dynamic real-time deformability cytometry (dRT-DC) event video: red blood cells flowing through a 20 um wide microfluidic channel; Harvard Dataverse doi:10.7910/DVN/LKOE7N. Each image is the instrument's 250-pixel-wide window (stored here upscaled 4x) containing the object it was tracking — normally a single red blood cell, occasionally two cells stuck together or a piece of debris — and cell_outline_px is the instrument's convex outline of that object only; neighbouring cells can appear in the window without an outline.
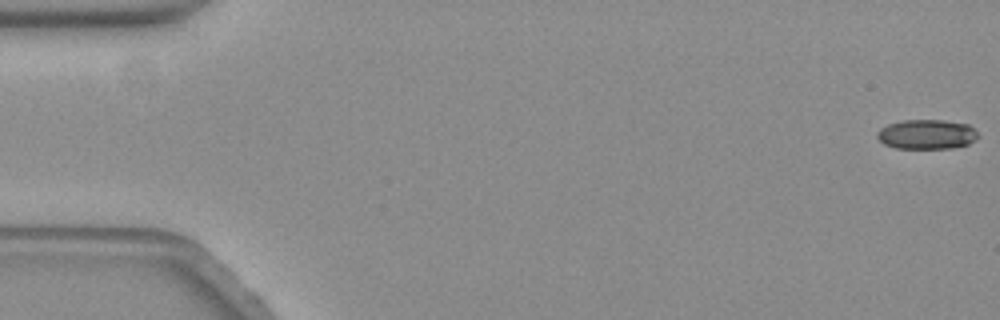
{"species": "common noctule bat (a hibernating species)", "species_latin": "Nyctalus noctula", "temperature_condition": "warm", "stored_images_in_passage": 60, "camera_frame_rate_fps": 3000, "um_per_image_px": 0.085, "animal": {"sex": "female", "body_mass_g": 19.3, "forearm_length_mm": 54.1}, "frame": {"image": 1, "passage_image": 1, "time_ms": 0.0, "image_size_px": [1000, 320], "cell_outline_px": [[976, 140], [968, 144], [952, 148], [896, 148], [884, 144], [876, 136], [876, 132], [880, 128], [888, 124], [900, 120], [944, 120], [968, 124], [976, 132]], "centroid_in_image_um": [78.73, 11.41], "position_along_channel_um": 6.3, "area_um2": 17.4}}
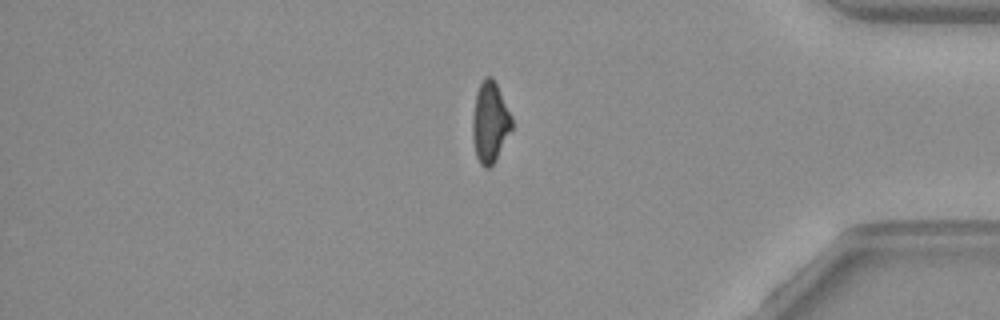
{"frame": {"image": 2, "passage_image": 50, "time_ms": 16.333, "image_size_px": [1000, 320], "cell_outline_px": [[512, 128], [492, 164], [488, 168], [484, 168], [480, 164], [476, 156], [472, 140], [472, 116], [476, 92], [484, 76], [492, 76], [512, 116]], "centroid_in_image_um": [41.62, 10.37], "position_along_channel_um": 393.6, "area_um2": 18.32}}
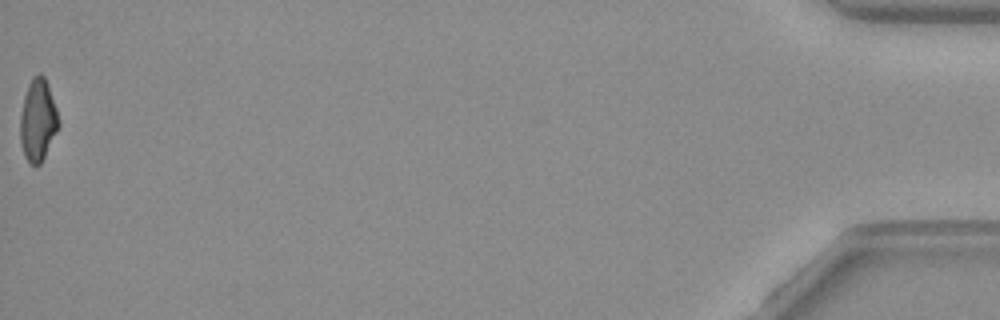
{"frame": {"image": 3, "passage_image": 60, "time_ms": 19.667, "image_size_px": [1000, 320], "cell_outline_px": [[60, 124], [40, 164], [36, 168], [24, 156], [20, 140], [20, 116], [24, 96], [28, 84], [32, 76], [40, 72], [44, 76], [48, 84], [60, 120]], "centroid_in_image_um": [3.21, 10.19], "position_along_channel_um": 432.0, "area_um2": 18.38}, "authors_computed_cell_mechanics": {"area_um2": 19.2185, "velocity_mm_per_s": 3.4875, "shape_relaxation_time_tau1_ms": null, "shape_relaxation_time_tau2_ms": 2.1632, "deformation_change_tau1": null, "deformation_change_tau2": 0.0834}}